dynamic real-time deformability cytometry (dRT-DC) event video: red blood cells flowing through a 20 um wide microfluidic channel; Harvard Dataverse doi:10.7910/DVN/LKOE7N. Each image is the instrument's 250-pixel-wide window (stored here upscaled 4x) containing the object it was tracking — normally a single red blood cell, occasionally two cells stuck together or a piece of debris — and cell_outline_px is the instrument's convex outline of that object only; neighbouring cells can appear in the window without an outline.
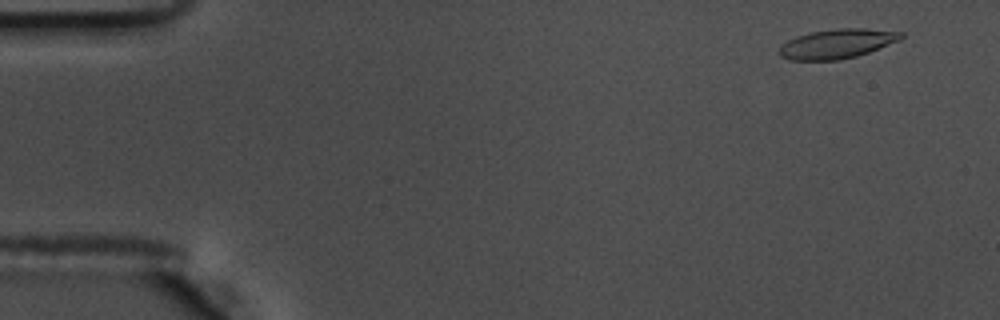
{"species": "common noctule bat (a hibernating species)", "species_latin": "Nyctalus noctula", "temperature_condition": "warm", "stored_images_in_passage": 56, "camera_frame_rate_fps": 3000, "um_per_image_px": 0.085, "animal": {"sex": "male", "body_mass_g": 17.5, "forearm_length_mm": 52.3}, "frame": {"image": 1, "passage_image": 4, "time_ms": 1.0, "image_size_px": [1000, 320], "cell_outline_px": [[904, 36], [900, 40], [868, 52], [856, 56], [840, 60], [788, 60], [780, 56], [776, 52], [780, 44], [796, 36], [812, 32], [836, 28], [864, 28], [904, 32]], "centroid_in_image_um": [71.1, 3.72], "position_along_channel_um": 13.9, "area_um2": 21.1}}
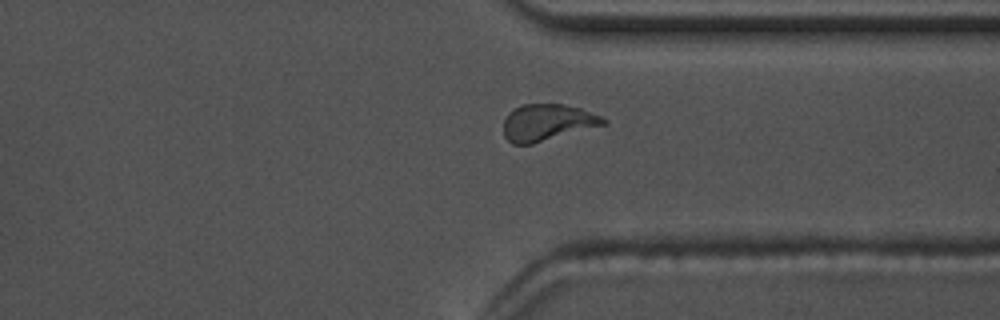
{"frame": {"image": 2, "passage_image": 43, "time_ms": 14.0, "image_size_px": [1000, 320], "cell_outline_px": [[608, 124], [532, 144], [512, 144], [504, 136], [504, 120], [508, 112], [512, 108], [520, 104], [564, 104], [580, 108], [600, 116], [608, 120]], "centroid_in_image_um": [46.51, 10.4], "position_along_channel_um": 364.9, "area_um2": 21.5}}
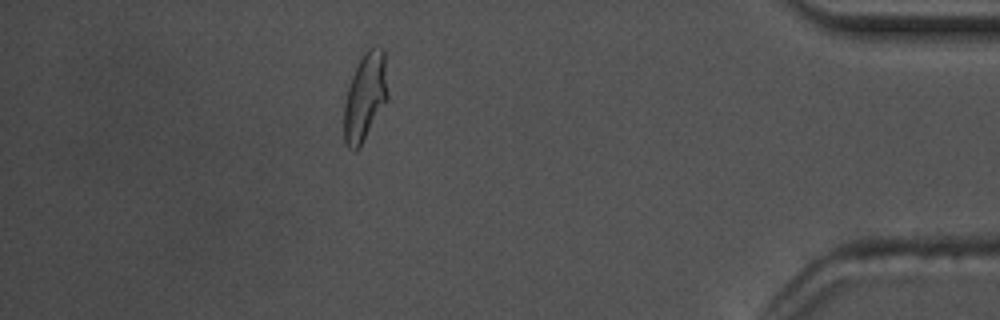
{"frame": {"image": 3, "passage_image": 50, "time_ms": 16.333, "image_size_px": [1000, 320], "cell_outline_px": [[388, 100], [360, 148], [352, 152], [348, 148], [344, 140], [344, 104], [348, 88], [352, 76], [364, 52], [368, 48], [384, 48], [388, 92]], "centroid_in_image_um": [31.04, 8.28], "position_along_channel_um": 404.2, "area_um2": 22.54}, "authors_computed_cell_mechanics": {"area_um2": 21.2126, "velocity_mm_per_s": 3.6133, "shape_relaxation_time_tau1_ms": 5.3949, "shape_relaxation_time_tau2_ms": 1.3591, "deformation_change_tau1": 0.1943, "deformation_change_tau2": 0.095}}